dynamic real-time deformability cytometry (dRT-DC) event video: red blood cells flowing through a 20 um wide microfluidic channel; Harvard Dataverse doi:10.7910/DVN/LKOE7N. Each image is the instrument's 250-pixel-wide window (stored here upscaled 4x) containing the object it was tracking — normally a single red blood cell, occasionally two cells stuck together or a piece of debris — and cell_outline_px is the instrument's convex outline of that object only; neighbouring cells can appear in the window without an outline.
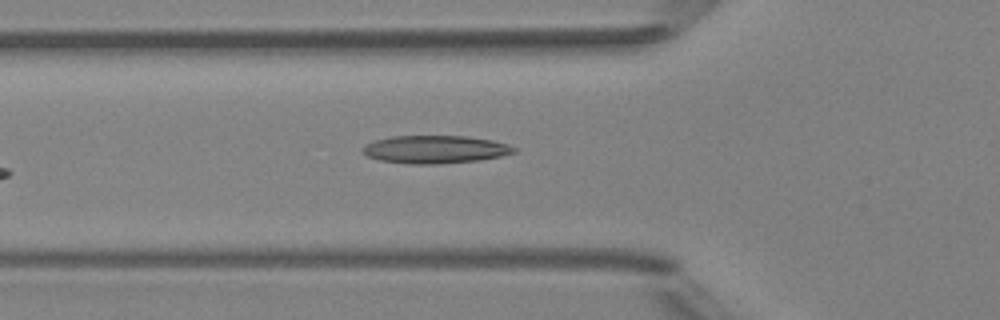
{"species": "Egyptian fruit bat (a non-hibernating species)", "species_latin": "Rousettus aegyptiacus", "temperature_condition": "room temperature", "stored_images_in_passage": 4, "camera_frame_rate_fps": 3000, "um_per_image_px": 0.085, "animal": {"sex": "female"}, "frame": {"image": 1, "passage_image": 4, "time_ms": 3.667, "image_size_px": [1000, 320], "cell_outline_px": [[516, 152], [500, 156], [480, 160], [436, 164], [412, 164], [380, 160], [368, 156], [364, 152], [364, 148], [368, 144], [376, 140], [392, 136], [464, 136], [492, 140], [508, 144], [516, 148]], "centroid_in_image_um": [37.04, 12.7], "position_along_channel_um": 88.8, "area_um2": 24.28}}